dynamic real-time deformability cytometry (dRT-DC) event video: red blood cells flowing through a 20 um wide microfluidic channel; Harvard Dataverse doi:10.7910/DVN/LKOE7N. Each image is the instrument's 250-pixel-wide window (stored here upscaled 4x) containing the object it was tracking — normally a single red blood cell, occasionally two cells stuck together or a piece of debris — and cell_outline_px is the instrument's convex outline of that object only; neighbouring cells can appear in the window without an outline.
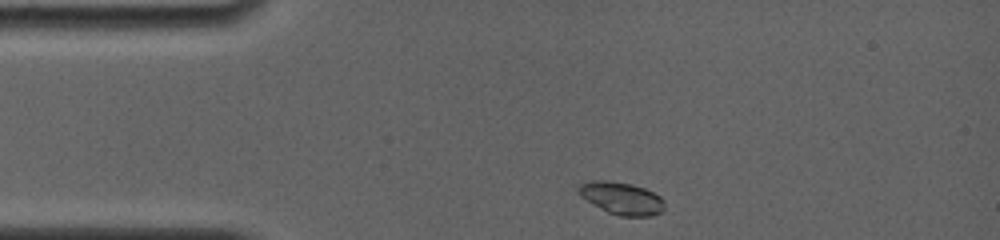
{"species": "common noctule bat (a hibernating species)", "species_latin": "Nyctalus noctula", "temperature_condition": "room temperature", "stored_images_in_passage": 2, "camera_frame_rate_fps": 4000, "um_per_image_px": 0.085, "animal": {"sex": "female", "body_mass_g": 19.0, "forearm_length_mm": 56.7}, "frame": {"image": 1, "passage_image": 1, "time_ms": 0.0, "image_size_px": [1000, 240], "cell_outline_px": [[664, 208], [660, 212], [652, 216], [620, 216], [608, 212], [580, 196], [576, 192], [576, 188], [580, 184], [592, 180], [608, 180], [632, 184], [644, 188], [660, 196], [664, 200]], "centroid_in_image_um": [52.82, 16.84], "position_along_channel_um": 32.2, "area_um2": 16.24}}